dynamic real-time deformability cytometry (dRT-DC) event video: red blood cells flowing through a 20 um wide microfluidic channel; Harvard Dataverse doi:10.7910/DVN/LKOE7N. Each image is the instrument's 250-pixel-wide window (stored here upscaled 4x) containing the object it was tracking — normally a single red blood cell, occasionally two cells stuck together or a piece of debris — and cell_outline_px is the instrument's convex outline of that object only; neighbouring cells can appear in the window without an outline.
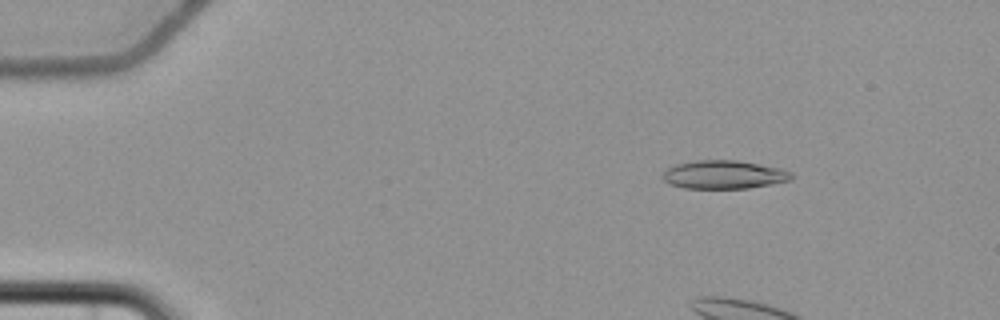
{"species": "common noctule bat (a hibernating species)", "species_latin": "Nyctalus noctula", "temperature_condition": "cold", "stored_images_in_passage": 7, "camera_frame_rate_fps": 3000, "um_per_image_px": 0.085, "animal": {"sex": "female", "body_mass_g": 22.7, "forearm_length_mm": 54.2}, "frame": {"image": 1, "passage_image": 3, "time_ms": 2.333, "image_size_px": [1000, 320], "cell_outline_px": [[796, 176], [792, 180], [748, 188], [684, 188], [668, 184], [664, 180], [664, 172], [668, 168], [676, 164], [696, 160], [736, 160], [760, 164], [780, 168], [792, 172]], "centroid_in_image_um": [61.57, 14.84], "position_along_channel_um": 23.4, "area_um2": 21.33}}
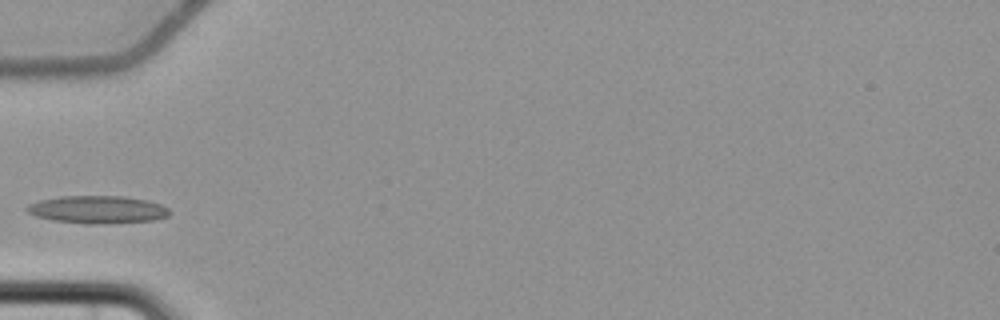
{"frame": {"image": 2, "passage_image": 6, "time_ms": 7.0, "image_size_px": [1000, 320], "cell_outline_px": [[172, 212], [168, 216], [152, 220], [104, 224], [88, 224], [52, 220], [36, 216], [28, 212], [24, 208], [28, 204], [40, 200], [60, 196], [124, 196], [148, 200], [160, 204], [168, 208]], "centroid_in_image_um": [8.29, 17.81], "position_along_channel_um": 76.7, "area_um2": 23.12}}
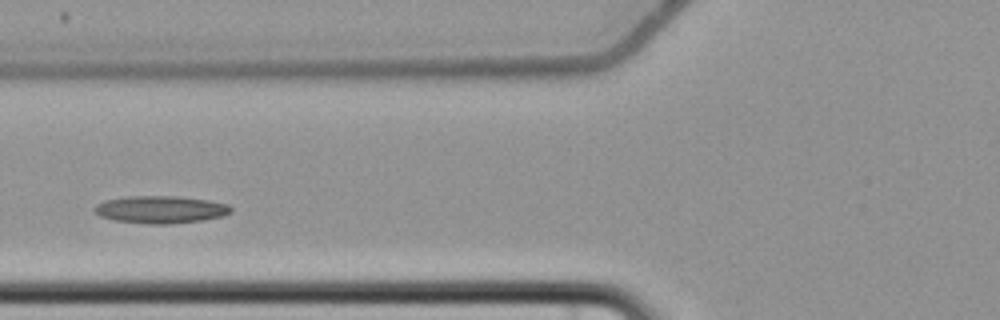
{"frame": {"image": 3, "passage_image": 7, "time_ms": 8.0, "image_size_px": [1000, 320], "cell_outline_px": [[232, 212], [224, 216], [204, 220], [172, 224], [148, 224], [112, 220], [100, 216], [92, 212], [92, 208], [96, 204], [104, 200], [128, 196], [180, 196], [208, 200], [228, 204], [232, 208]], "centroid_in_image_um": [13.63, 17.81], "position_along_channel_um": 112.2, "area_um2": 22.25}}